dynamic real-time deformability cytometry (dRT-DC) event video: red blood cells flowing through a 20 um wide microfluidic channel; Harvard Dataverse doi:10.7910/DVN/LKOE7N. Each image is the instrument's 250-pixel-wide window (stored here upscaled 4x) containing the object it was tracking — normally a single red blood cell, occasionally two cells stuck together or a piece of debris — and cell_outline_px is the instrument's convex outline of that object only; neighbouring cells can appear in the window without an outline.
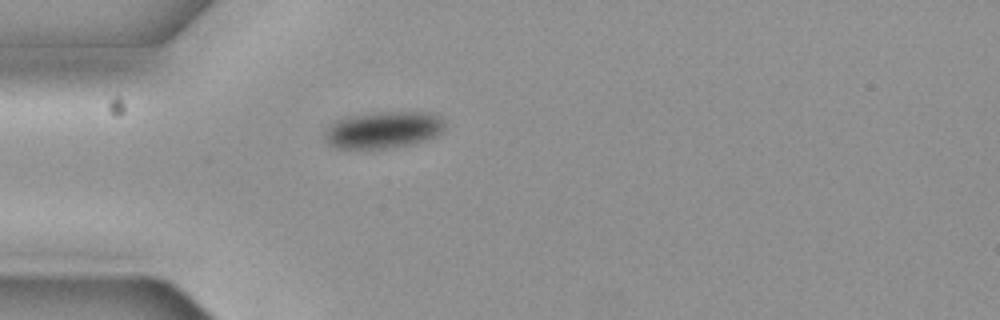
{"species": "common noctule bat (a hibernating species)", "species_latin": "Nyctalus noctula", "temperature_condition": "cold", "stored_images_in_passage": 1, "camera_frame_rate_fps": 3000, "um_per_image_px": 0.085, "animal": {"sex": "female", "body_mass_g": 19.3, "forearm_length_mm": 54.1}, "frame": {"image": 1, "passage_image": 1, "time_ms": 0.0, "image_size_px": [1000, 320], "cell_outline_px": [[444, 132], [436, 136], [424, 140], [408, 144], [384, 148], [336, 148], [328, 144], [324, 140], [324, 132], [328, 124], [336, 120], [348, 116], [372, 112], [432, 112], [440, 116], [444, 120]], "centroid_in_image_um": [32.56, 11.02], "position_along_channel_um": 52.4, "area_um2": 26.01}}